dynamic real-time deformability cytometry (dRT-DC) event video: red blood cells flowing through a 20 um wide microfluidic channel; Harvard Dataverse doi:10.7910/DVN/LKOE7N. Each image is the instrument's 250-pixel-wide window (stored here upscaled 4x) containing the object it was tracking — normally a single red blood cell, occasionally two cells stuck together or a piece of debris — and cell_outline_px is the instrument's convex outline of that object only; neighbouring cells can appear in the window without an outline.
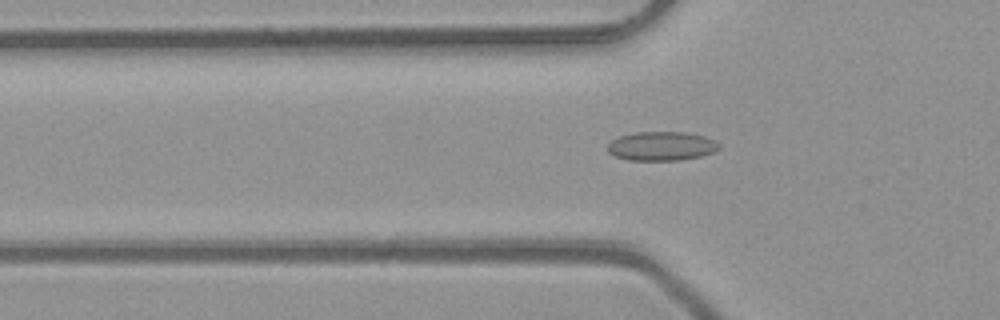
{"species": "common noctule bat (a hibernating species)", "species_latin": "Nyctalus noctula", "temperature_condition": "room temperature", "stored_images_in_passage": 48, "camera_frame_rate_fps": 3000, "um_per_image_px": 0.085, "animal": {"sex": "male", "body_mass_g": 23.1, "forearm_length_mm": 52.7}, "frame": {"image": 1, "passage_image": 15, "time_ms": 4.667, "image_size_px": [1000, 320], "cell_outline_px": [[716, 148], [712, 152], [696, 156], [672, 160], [632, 160], [616, 156], [608, 152], [608, 144], [612, 140], [624, 136], [640, 132], [680, 132], [700, 136], [716, 144]], "centroid_in_image_um": [56.11, 12.42], "position_along_channel_um": 69.7, "area_um2": 17.69}}
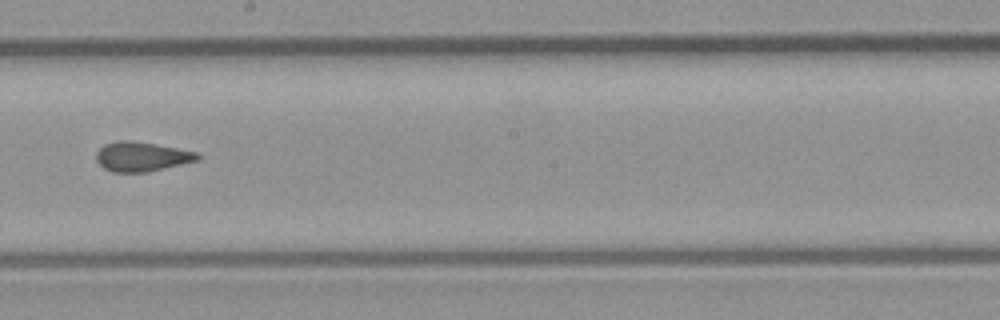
{"frame": {"image": 2, "passage_image": 27, "time_ms": 8.667, "image_size_px": [1000, 320], "cell_outline_px": [[200, 156], [196, 160], [144, 172], [116, 172], [104, 168], [96, 160], [96, 156], [100, 148], [108, 144], [152, 144], [196, 152]], "centroid_in_image_um": [12.04, 13.37], "position_along_channel_um": 236.2, "area_um2": 15.84}}
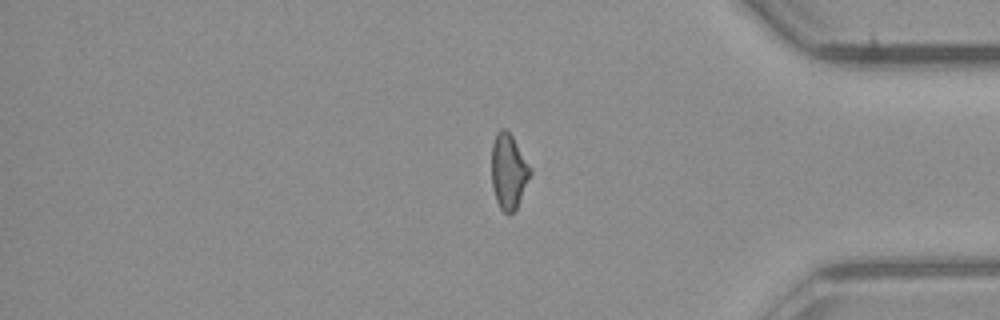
{"frame": {"image": 3, "passage_image": 40, "time_ms": 13.0, "image_size_px": [1000, 320], "cell_outline_px": [[532, 172], [516, 208], [512, 212], [504, 212], [500, 208], [496, 200], [492, 184], [492, 144], [500, 128], [504, 128], [512, 136]], "centroid_in_image_um": [43.21, 14.57], "position_along_channel_um": 392.0, "area_um2": 16.36}, "authors_computed_cell_mechanics": {"area_um2": 16.5308, "velocity_mm_per_s": 4.1309, "shape_relaxation_time_tau1_ms": null, "shape_relaxation_time_tau2_ms": 1.3144, "deformation_change_tau1": null, "deformation_change_tau2": 0.0807}}